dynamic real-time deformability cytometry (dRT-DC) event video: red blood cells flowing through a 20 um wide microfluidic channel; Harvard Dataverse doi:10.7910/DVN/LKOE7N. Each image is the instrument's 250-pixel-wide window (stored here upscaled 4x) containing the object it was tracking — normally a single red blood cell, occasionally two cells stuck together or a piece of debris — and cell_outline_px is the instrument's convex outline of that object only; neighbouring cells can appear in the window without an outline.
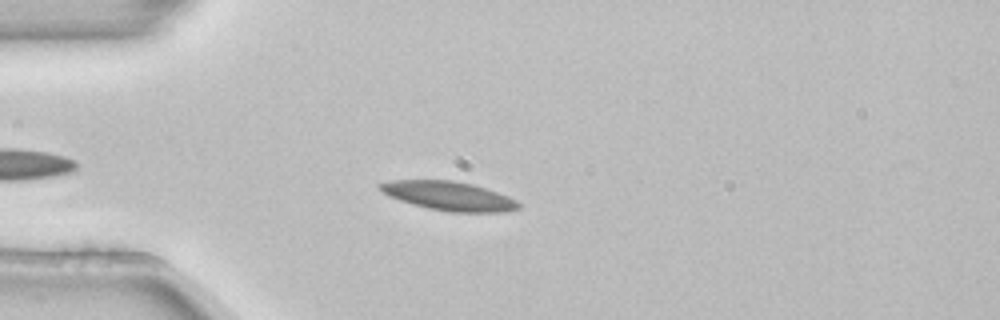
{"species": "common noctule bat (a hibernating species)", "species_latin": "Nyctalus noctula", "temperature_condition": "room temperature", "stored_images_in_passage": 3, "camera_frame_rate_fps": 3000, "um_per_image_px": 0.085, "animal": {"sex": "female", "body_mass_g": 22.7, "forearm_length_mm": 54.2}, "frame": {"image": 1, "passage_image": 3, "time_ms": 0.667, "image_size_px": [1000, 320], "cell_outline_px": [[520, 208], [508, 212], [448, 212], [428, 208], [412, 204], [388, 196], [376, 184], [388, 180], [452, 180], [472, 184], [508, 196], [516, 200], [520, 204]], "centroid_in_image_um": [38.15, 16.66], "position_along_channel_um": 46.9, "area_um2": 23.41}}